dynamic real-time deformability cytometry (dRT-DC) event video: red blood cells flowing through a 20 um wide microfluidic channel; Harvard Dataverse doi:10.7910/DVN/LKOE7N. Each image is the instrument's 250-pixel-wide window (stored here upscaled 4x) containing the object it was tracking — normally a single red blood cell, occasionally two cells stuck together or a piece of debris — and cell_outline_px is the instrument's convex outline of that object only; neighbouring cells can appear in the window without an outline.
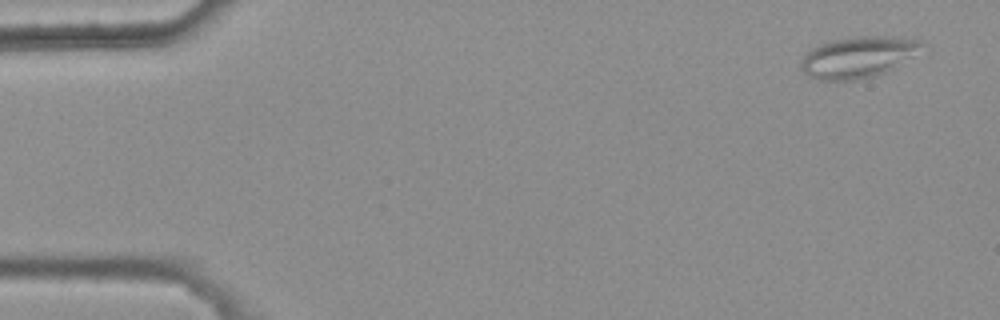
{"species": "common noctule bat (a hibernating species)", "species_latin": "Nyctalus noctula", "temperature_condition": "warm", "stored_images_in_passage": 7, "camera_frame_rate_fps": 3000, "um_per_image_px": 0.085, "animal": {"sex": "female", "body_mass_g": 25.1}, "frame": {"image": 1, "passage_image": 1, "time_ms": 0.0, "image_size_px": [1000, 320], "cell_outline_px": [[928, 44], [888, 72], [876, 76], [856, 80], [816, 80], [808, 76], [800, 68], [800, 64], [804, 56], [816, 44], [832, 40], [860, 36], [888, 36], [924, 40]], "centroid_in_image_um": [72.94, 4.85], "position_along_channel_um": 12.1, "area_um2": 29.25}}
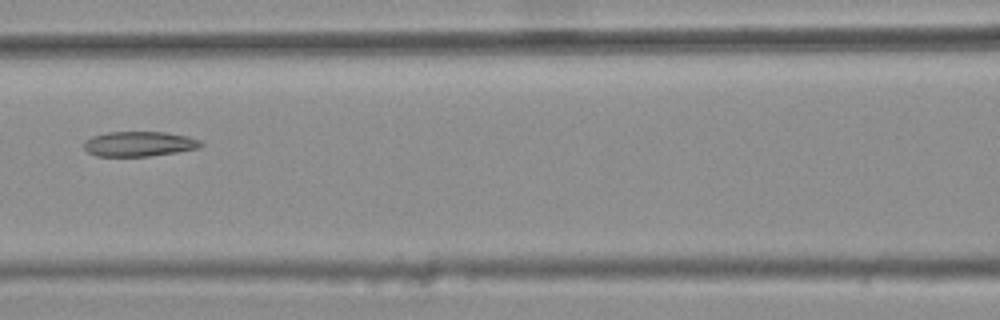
{"frame": {"image": 2, "passage_image": 7, "time_ms": 2.0, "image_size_px": [1000, 320], "cell_outline_px": [[204, 144], [200, 148], [176, 152], [148, 156], [96, 156], [88, 152], [84, 148], [84, 140], [92, 136], [108, 132], [164, 132], [188, 136], [200, 140]], "centroid_in_image_um": [11.83, 12.23], "position_along_channel_um": 154.8, "area_um2": 17.05}}